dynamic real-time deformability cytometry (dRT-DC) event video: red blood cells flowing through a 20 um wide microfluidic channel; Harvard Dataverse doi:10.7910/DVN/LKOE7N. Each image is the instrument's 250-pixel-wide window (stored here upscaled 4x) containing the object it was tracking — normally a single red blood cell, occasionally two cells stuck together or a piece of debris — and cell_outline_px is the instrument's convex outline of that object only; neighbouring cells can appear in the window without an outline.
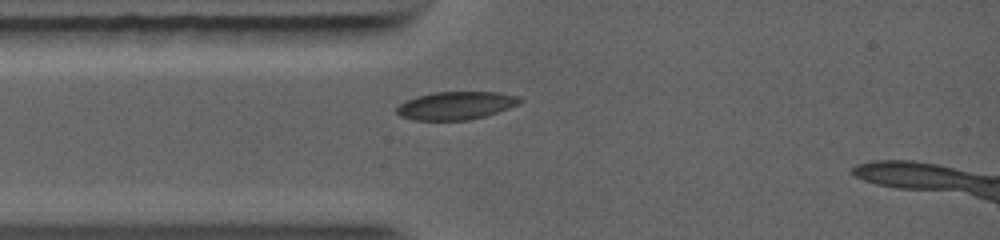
{"species": "common noctule bat (a hibernating species)", "species_latin": "Nyctalus noctula", "temperature_condition": "warm", "stored_images_in_passage": 14, "camera_frame_rate_fps": 5000, "um_per_image_px": 0.085, "animal": {"sex": "female", "body_mass_g": 19.0, "forearm_length_mm": 56.7}, "frame": {"image": 1, "passage_image": 1, "time_ms": 0.0, "image_size_px": [1000, 240], "cell_outline_px": [[524, 100], [520, 104], [484, 116], [468, 120], [416, 120], [400, 116], [396, 112], [396, 108], [400, 104], [416, 96], [436, 92], [496, 92], [516, 96]], "centroid_in_image_um": [38.75, 8.97], "position_along_channel_um": 46.2, "area_um2": 19.88}}
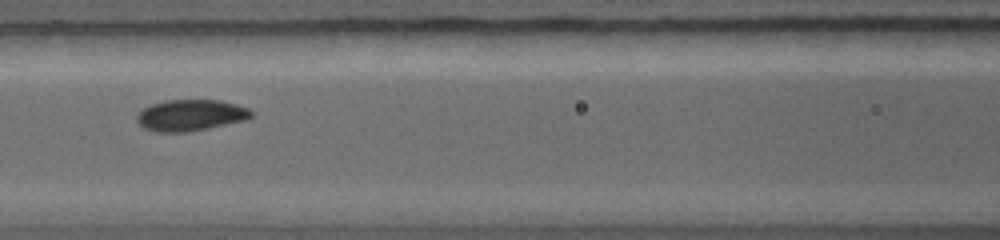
{"frame": {"image": 2, "passage_image": 4, "time_ms": 2.2, "image_size_px": [1000, 240], "cell_outline_px": [[252, 116], [244, 120], [208, 128], [188, 132], [156, 132], [144, 128], [136, 120], [136, 116], [144, 108], [152, 104], [164, 100], [220, 100], [236, 104], [248, 108], [252, 112]], "centroid_in_image_um": [16.18, 9.79], "position_along_channel_um": 150.4, "area_um2": 20.75}}
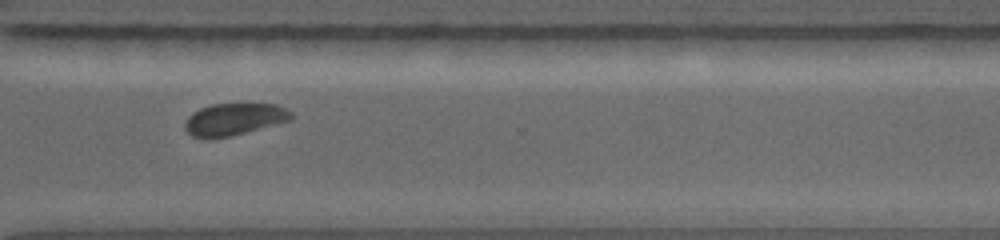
{"frame": {"image": 3, "passage_image": 12, "time_ms": 6.4, "image_size_px": [1000, 240], "cell_outline_px": [[296, 116], [292, 120], [232, 136], [212, 140], [204, 140], [192, 136], [184, 128], [184, 124], [188, 116], [192, 112], [200, 108], [212, 104], [244, 100], [276, 104], [292, 112]], "centroid_in_image_um": [19.92, 10.1], "position_along_channel_um": 350.7, "area_um2": 21.27}}